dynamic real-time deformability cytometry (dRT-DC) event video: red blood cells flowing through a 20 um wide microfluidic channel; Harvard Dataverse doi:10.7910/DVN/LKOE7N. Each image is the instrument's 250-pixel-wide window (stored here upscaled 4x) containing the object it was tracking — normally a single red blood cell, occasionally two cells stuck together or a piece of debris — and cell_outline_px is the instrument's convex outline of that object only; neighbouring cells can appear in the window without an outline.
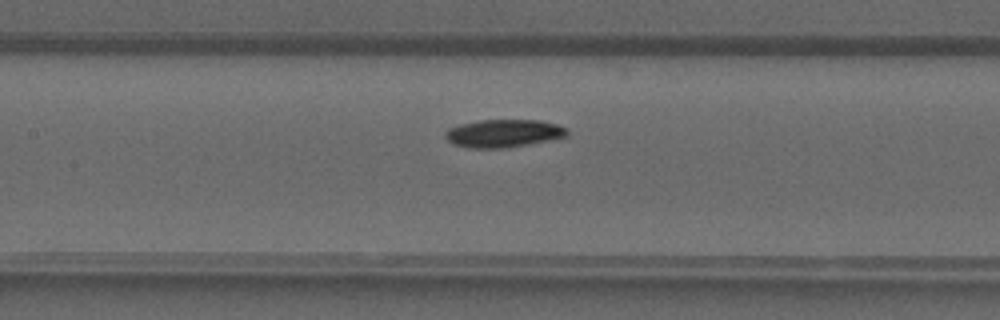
{"species": "common noctule bat (a hibernating species)", "species_latin": "Nyctalus noctula", "temperature_condition": "warm", "stored_images_in_passage": 32, "camera_frame_rate_fps": 3000, "um_per_image_px": 0.085, "animal": {"sex": "male", "forearm_length_mm": 52.5}, "frame": {"image": 1, "passage_image": 10, "time_ms": 3.0, "image_size_px": [1000, 320], "cell_outline_px": [[568, 136], [528, 144], [504, 148], [468, 148], [452, 144], [444, 136], [444, 132], [448, 128], [460, 124], [480, 120], [540, 120], [556, 124], [568, 128]], "centroid_in_image_um": [42.78, 11.33], "position_along_channel_um": 164.6, "area_um2": 19.88}}
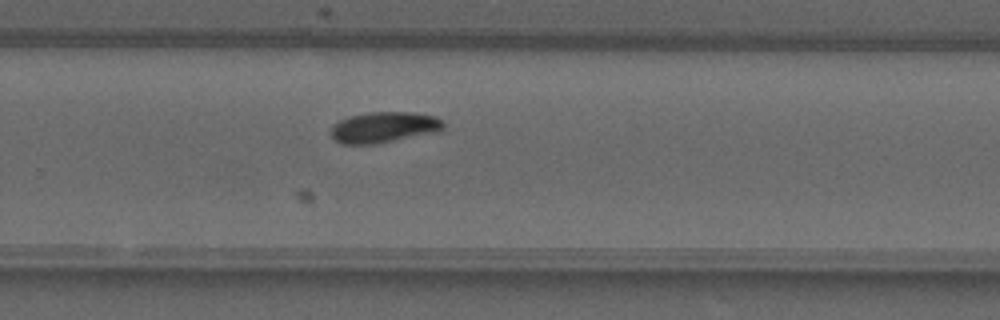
{"frame": {"image": 2, "passage_image": 18, "time_ms": 5.667, "image_size_px": [1000, 320], "cell_outline_px": [[444, 128], [440, 132], [376, 144], [340, 144], [328, 132], [332, 124], [348, 116], [364, 112], [416, 112], [436, 116], [444, 120]], "centroid_in_image_um": [32.65, 10.81], "position_along_channel_um": 297.2, "area_um2": 20.87}}
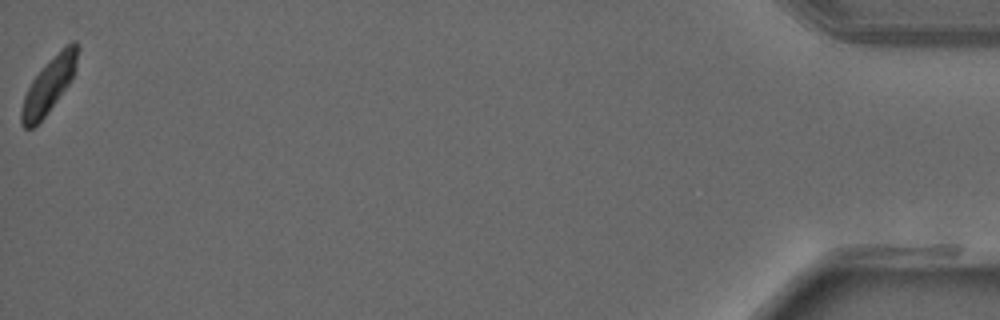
{"frame": {"image": 3, "passage_image": 32, "time_ms": 10.333, "image_size_px": [1000, 320], "cell_outline_px": [[76, 68], [72, 80], [44, 116], [32, 128], [24, 128], [20, 124], [20, 112], [24, 96], [32, 80], [64, 44], [72, 40], [76, 40]], "centroid_in_image_um": [4.14, 7.25], "position_along_channel_um": 431.1, "area_um2": 17.57}}